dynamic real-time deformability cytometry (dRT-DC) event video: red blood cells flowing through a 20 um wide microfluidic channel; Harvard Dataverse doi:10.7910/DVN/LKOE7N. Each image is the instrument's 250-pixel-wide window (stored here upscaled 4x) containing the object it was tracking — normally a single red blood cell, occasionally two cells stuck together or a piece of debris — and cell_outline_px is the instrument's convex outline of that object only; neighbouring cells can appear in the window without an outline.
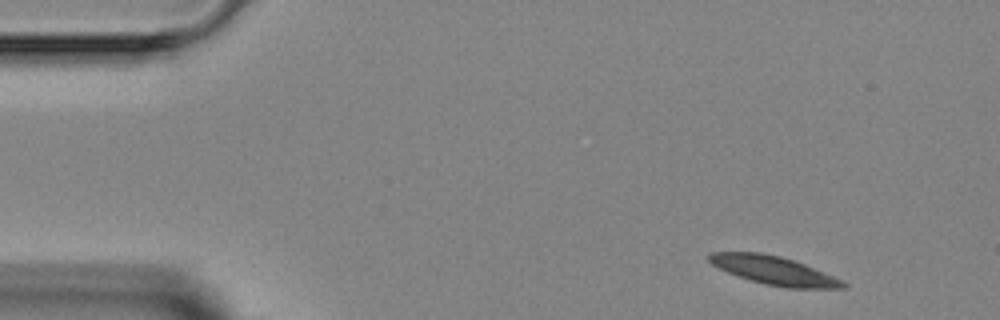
{"species": "Egyptian fruit bat (a non-hibernating species)", "species_latin": "Rousettus aegyptiacus", "temperature_condition": "room temperature", "stored_images_in_passage": 4, "camera_frame_rate_fps": 3000, "um_per_image_px": 0.085, "animal": {"sex": "female"}, "frame": {"image": 1, "passage_image": 1, "time_ms": 0.0, "image_size_px": [1000, 320], "cell_outline_px": [[848, 288], [788, 288], [768, 284], [752, 280], [728, 272], [712, 264], [708, 260], [708, 256], [712, 252], [760, 252], [780, 256], [804, 264], [832, 276], [848, 284]], "centroid_in_image_um": [65.79, 22.98], "position_along_channel_um": 19.2, "area_um2": 21.68}}
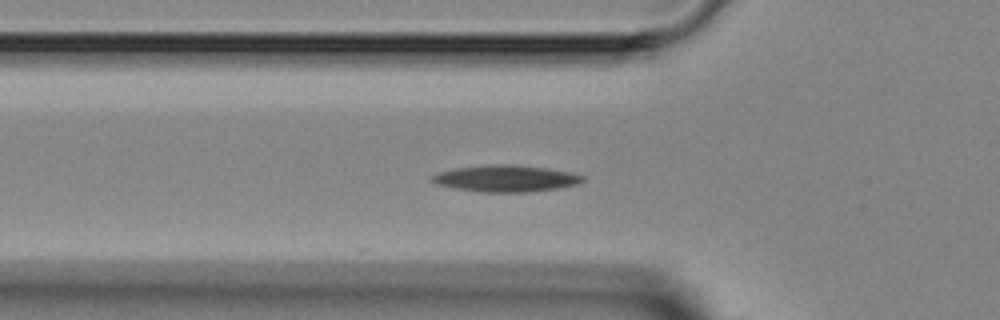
{"frame": {"image": 2, "passage_image": 4, "time_ms": 3.667, "image_size_px": [1000, 320], "cell_outline_px": [[584, 180], [580, 184], [560, 188], [528, 192], [480, 192], [456, 188], [436, 184], [428, 180], [432, 176], [440, 172], [456, 168], [488, 164], [516, 164], [548, 168], [572, 172], [584, 176]], "centroid_in_image_um": [43.04, 15.16], "position_along_channel_um": 82.8, "area_um2": 23.64}}